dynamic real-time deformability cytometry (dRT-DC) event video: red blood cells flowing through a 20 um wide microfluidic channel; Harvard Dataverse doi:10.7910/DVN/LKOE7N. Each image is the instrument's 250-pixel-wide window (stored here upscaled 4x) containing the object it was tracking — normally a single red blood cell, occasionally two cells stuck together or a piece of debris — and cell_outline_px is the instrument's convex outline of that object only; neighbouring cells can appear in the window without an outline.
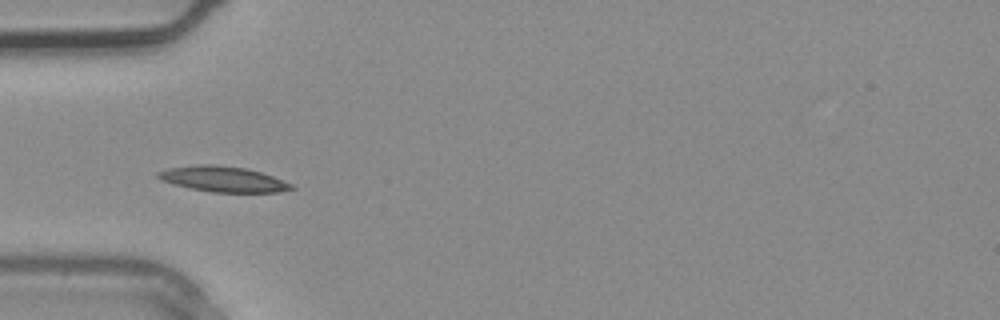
{"species": "common noctule bat (a hibernating species)", "species_latin": "Nyctalus noctula", "temperature_condition": "warm", "stored_images_in_passage": 1, "camera_frame_rate_fps": 3000, "um_per_image_px": 0.085, "animal": {"sex": "male", "body_mass_g": 20.4}, "frame": {"image": 1, "passage_image": 1, "time_ms": 0.0, "image_size_px": [1000, 320], "cell_outline_px": [[296, 188], [280, 192], [212, 192], [172, 184], [160, 180], [156, 176], [156, 172], [168, 168], [196, 164], [212, 164], [244, 168], [260, 172], [272, 176], [292, 184]], "centroid_in_image_um": [18.92, 15.22], "position_along_channel_um": 66.1, "area_um2": 19.77}}